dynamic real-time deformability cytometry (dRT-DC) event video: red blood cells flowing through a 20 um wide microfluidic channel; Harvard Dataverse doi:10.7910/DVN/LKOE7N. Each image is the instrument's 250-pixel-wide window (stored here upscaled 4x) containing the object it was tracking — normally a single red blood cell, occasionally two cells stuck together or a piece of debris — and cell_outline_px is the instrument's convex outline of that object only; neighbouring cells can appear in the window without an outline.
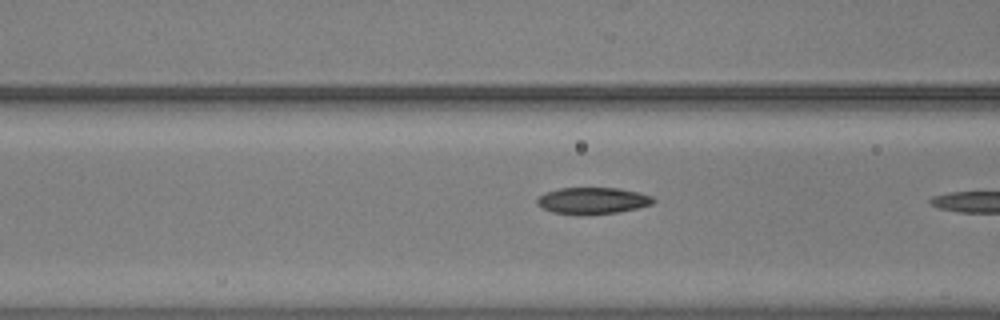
{"species": "common noctule bat (a hibernating species)", "species_latin": "Nyctalus noctula", "temperature_condition": "warm", "stored_images_in_passage": 20, "camera_frame_rate_fps": 3000, "um_per_image_px": 0.085, "animal": {"sex": "male", "body_mass_g": 20.5, "forearm_length_mm": 52.5}, "frame": {"image": 1, "passage_image": 19, "time_ms": 6.0, "image_size_px": [1000, 320], "cell_outline_px": [[656, 200], [652, 204], [636, 208], [616, 212], [584, 216], [576, 216], [552, 212], [536, 204], [536, 200], [544, 192], [560, 188], [620, 188], [652, 196]], "centroid_in_image_um": [50.33, 17.07], "position_along_channel_um": 116.3, "area_um2": 18.21}}